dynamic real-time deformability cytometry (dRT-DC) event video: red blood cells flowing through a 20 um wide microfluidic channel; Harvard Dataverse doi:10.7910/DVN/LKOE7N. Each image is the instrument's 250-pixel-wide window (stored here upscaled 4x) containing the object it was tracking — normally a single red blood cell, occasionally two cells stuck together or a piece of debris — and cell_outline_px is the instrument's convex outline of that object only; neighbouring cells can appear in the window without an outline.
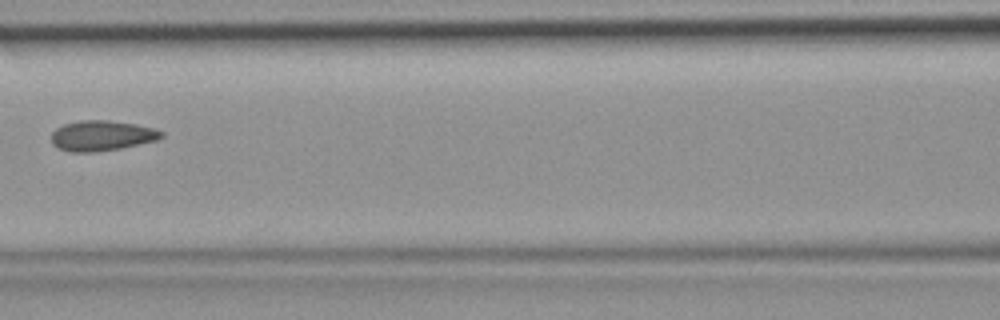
{"species": "common noctule bat (a hibernating species)", "species_latin": "Nyctalus noctula", "temperature_condition": "room temperature", "stored_images_in_passage": 6, "camera_frame_rate_fps": 3000, "um_per_image_px": 0.085, "animal": {"sex": "female", "body_mass_g": 19.9}, "frame": {"image": 1, "passage_image": 6, "time_ms": 1.667, "image_size_px": [1000, 320], "cell_outline_px": [[164, 136], [156, 140], [120, 148], [96, 152], [68, 152], [56, 148], [52, 144], [52, 132], [56, 128], [64, 124], [80, 120], [108, 120], [136, 124], [156, 128], [164, 132]], "centroid_in_image_um": [8.64, 11.53], "position_along_channel_um": 158.0, "area_um2": 19.59}}